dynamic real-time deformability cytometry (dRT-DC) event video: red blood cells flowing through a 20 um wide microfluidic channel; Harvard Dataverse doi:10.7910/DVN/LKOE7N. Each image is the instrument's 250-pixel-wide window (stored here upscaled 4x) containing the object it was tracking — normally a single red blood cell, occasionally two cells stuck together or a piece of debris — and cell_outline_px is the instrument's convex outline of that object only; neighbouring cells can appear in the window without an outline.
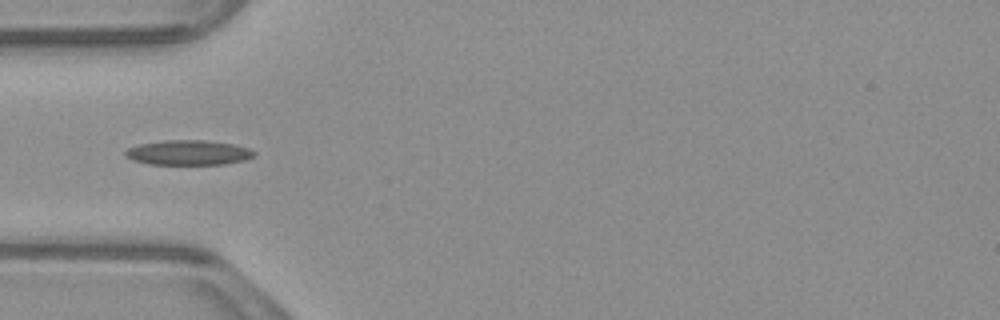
{"species": "common noctule bat (a hibernating species)", "species_latin": "Nyctalus noctula", "temperature_condition": "warm", "stored_images_in_passage": 37, "camera_frame_rate_fps": 3000, "um_per_image_px": 0.085, "animal": {"sex": "male", "body_mass_g": 23.1, "forearm_length_mm": 52.7}, "frame": {"image": 1, "passage_image": 1, "time_ms": 0.0, "image_size_px": [1000, 320], "cell_outline_px": [[256, 156], [244, 160], [224, 164], [148, 164], [132, 160], [124, 152], [128, 148], [140, 144], [164, 140], [204, 140], [232, 144], [248, 148], [256, 152]], "centroid_in_image_um": [16.03, 12.97], "position_along_channel_um": 69.0, "area_um2": 18.55}}
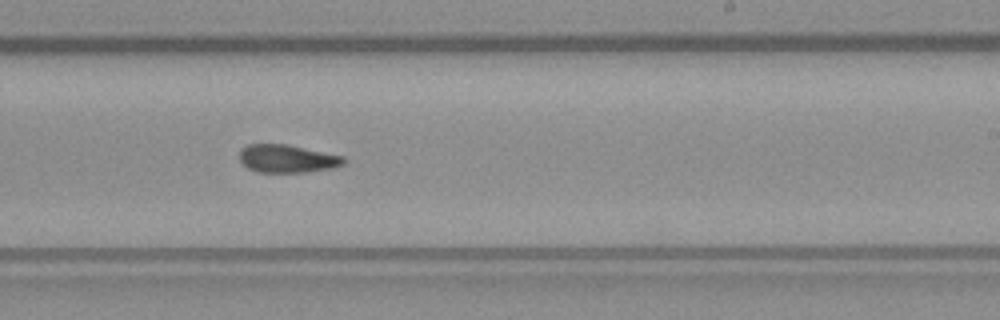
{"frame": {"image": 2, "passage_image": 16, "time_ms": 5.0, "image_size_px": [1000, 320], "cell_outline_px": [[344, 164], [332, 168], [304, 172], [256, 172], [248, 168], [240, 160], [240, 148], [248, 144], [288, 144], [344, 156]], "centroid_in_image_um": [24.4, 13.48], "position_along_channel_um": 264.6, "area_um2": 16.99}}
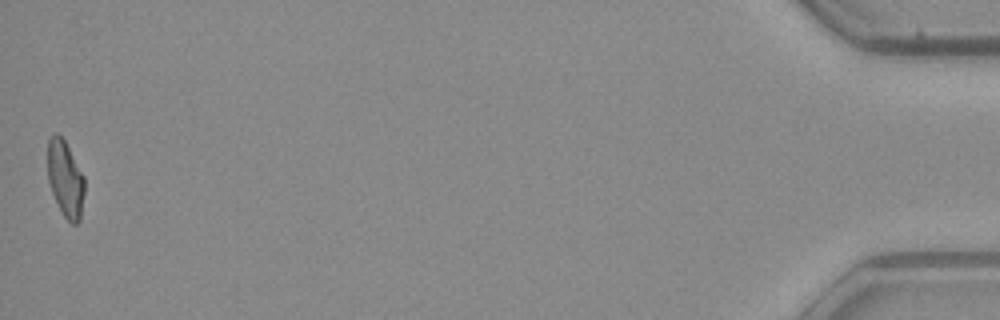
{"frame": {"image": 3, "passage_image": 37, "time_ms": 12.0, "image_size_px": [1000, 320], "cell_outline_px": [[84, 192], [80, 220], [76, 224], [72, 224], [64, 216], [52, 192], [48, 180], [48, 140], [56, 132], [64, 140], [84, 176]], "centroid_in_image_um": [5.56, 15.21], "position_along_channel_um": 429.6, "area_um2": 16.07}}